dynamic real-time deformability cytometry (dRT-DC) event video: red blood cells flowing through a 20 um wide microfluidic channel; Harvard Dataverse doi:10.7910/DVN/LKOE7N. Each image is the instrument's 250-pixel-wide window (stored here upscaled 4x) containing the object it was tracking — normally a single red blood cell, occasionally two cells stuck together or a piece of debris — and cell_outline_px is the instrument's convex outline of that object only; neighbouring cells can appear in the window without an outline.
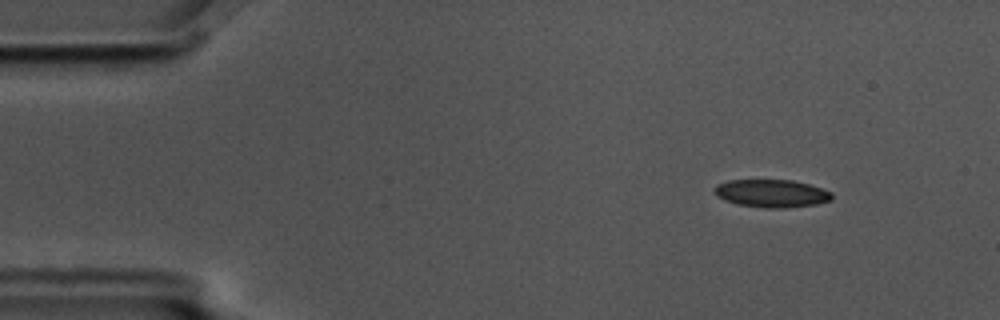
{"species": "common noctule bat (a hibernating species)", "species_latin": "Nyctalus noctula", "temperature_condition": "cold", "stored_images_in_passage": 6, "camera_frame_rate_fps": 3000, "um_per_image_px": 0.085, "animal": {"sex": "male", "body_mass_g": 17.5, "forearm_length_mm": 52.3}, "frame": {"image": 1, "passage_image": 2, "time_ms": 0.333, "image_size_px": [1000, 320], "cell_outline_px": [[832, 200], [816, 204], [784, 208], [764, 208], [736, 204], [724, 200], [716, 196], [716, 184], [728, 180], [792, 180], [808, 184], [832, 192]], "centroid_in_image_um": [65.58, 16.44], "position_along_channel_um": 19.4, "area_um2": 19.02}}